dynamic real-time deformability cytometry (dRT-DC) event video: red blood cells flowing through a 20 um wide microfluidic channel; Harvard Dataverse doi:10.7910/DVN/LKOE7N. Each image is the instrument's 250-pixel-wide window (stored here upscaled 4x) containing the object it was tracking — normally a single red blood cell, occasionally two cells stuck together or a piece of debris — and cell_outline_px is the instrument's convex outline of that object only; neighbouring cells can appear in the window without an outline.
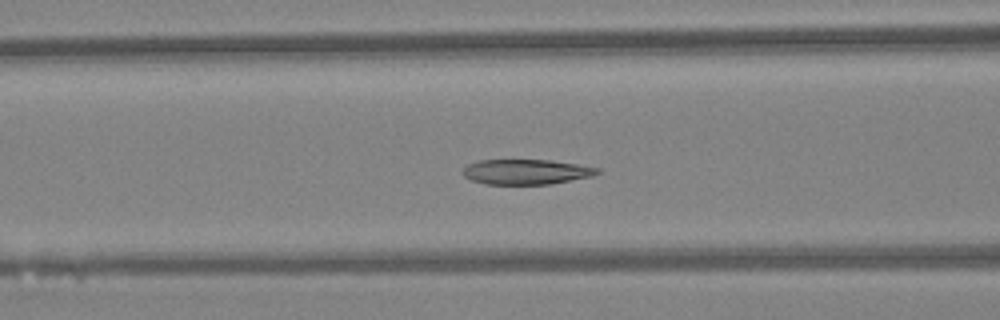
{"species": "Egyptian fruit bat (a non-hibernating species)", "species_latin": "Rousettus aegyptiacus", "temperature_condition": "warm", "stored_images_in_passage": 47, "camera_frame_rate_fps": 3000, "um_per_image_px": 0.085, "animal": {"sex": "female"}, "frame": {"image": 1, "passage_image": 19, "time_ms": 6.0, "image_size_px": [1000, 320], "cell_outline_px": [[600, 172], [592, 176], [552, 184], [484, 184], [472, 180], [464, 176], [464, 168], [468, 164], [480, 160], [548, 160], [576, 164], [600, 168]], "centroid_in_image_um": [44.74, 14.61], "position_along_channel_um": 121.9, "area_um2": 19.54}}
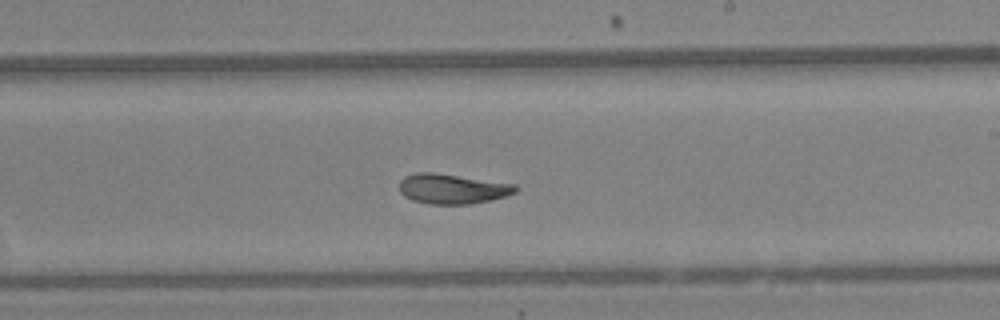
{"frame": {"image": 2, "passage_image": 28, "time_ms": 9.0, "image_size_px": [1000, 320], "cell_outline_px": [[520, 188], [516, 192], [492, 200], [468, 204], [428, 204], [412, 200], [404, 196], [400, 192], [400, 180], [404, 176], [416, 172], [436, 172], [516, 184]], "centroid_in_image_um": [38.45, 16.04], "position_along_channel_um": 250.5, "area_um2": 20.52}}
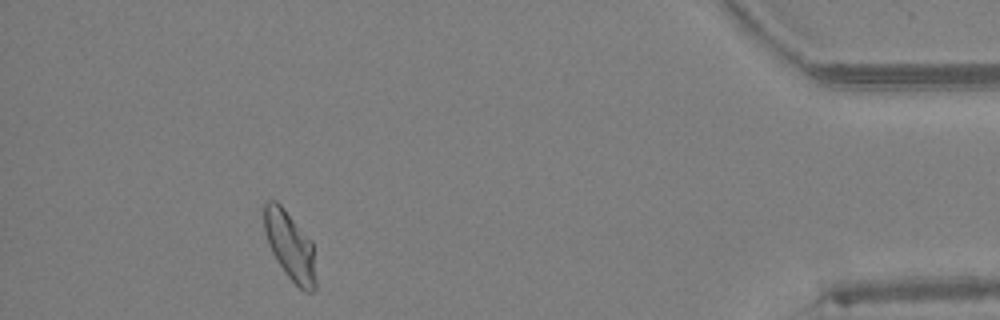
{"frame": {"image": 3, "passage_image": 43, "time_ms": 14.0, "image_size_px": [1000, 320], "cell_outline_px": [[316, 288], [312, 292], [304, 292], [288, 276], [272, 252], [268, 244], [264, 228], [264, 204], [268, 200], [276, 200], [284, 208], [312, 240], [316, 280]], "centroid_in_image_um": [24.66, 20.89], "position_along_channel_um": 410.5, "area_um2": 20.58}, "authors_computed_cell_mechanics": {"area_um2": 20.7502, "velocity_mm_per_s": 4.3244, "shape_relaxation_time_tau1_ms": 8.724, "shape_relaxation_time_tau2_ms": 1.7686, "deformation_change_tau1": 0.2296, "deformation_change_tau2": 0.0538}}